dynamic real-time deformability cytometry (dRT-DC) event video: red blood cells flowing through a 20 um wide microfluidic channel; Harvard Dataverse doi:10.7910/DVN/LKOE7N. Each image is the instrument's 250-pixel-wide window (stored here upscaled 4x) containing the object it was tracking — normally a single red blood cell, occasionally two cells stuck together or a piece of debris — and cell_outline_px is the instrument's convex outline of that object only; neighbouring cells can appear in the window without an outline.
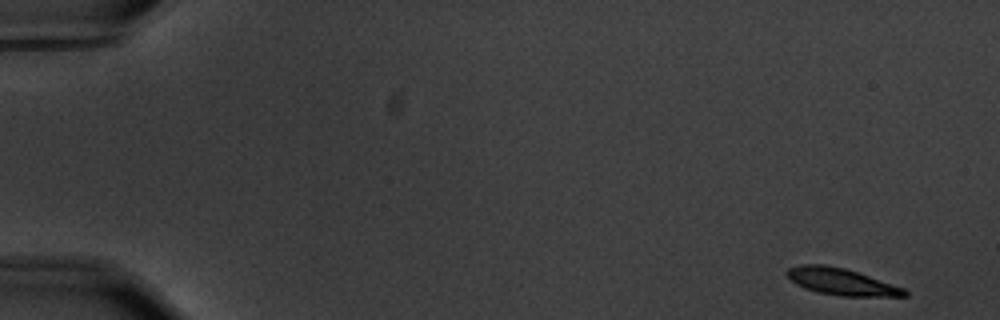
{"species": "common noctule bat (a hibernating species)", "species_latin": "Nyctalus noctula", "temperature_condition": "warm", "stored_images_in_passage": 56, "camera_frame_rate_fps": 3000, "um_per_image_px": 0.085, "animal": {"sex": "male", "body_mass_g": 20.1, "forearm_length_mm": 53.5}, "frame": {"image": 1, "passage_image": 1, "time_ms": 0.0, "image_size_px": [1000, 320], "cell_outline_px": [[908, 296], [840, 296], [816, 292], [804, 288], [796, 284], [784, 272], [788, 268], [800, 264], [824, 264], [844, 268], [904, 288], [908, 292]], "centroid_in_image_um": [71.47, 23.94], "position_along_channel_um": 13.5, "area_um2": 18.21}}
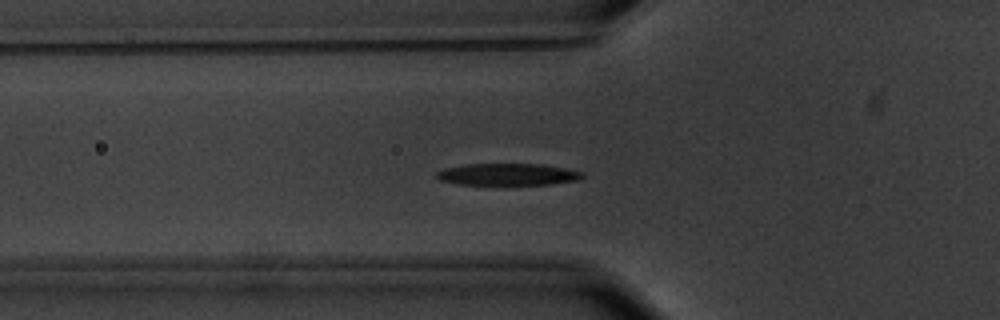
{"frame": {"image": 2, "passage_image": 19, "time_ms": 6.0, "image_size_px": [1000, 320], "cell_outline_px": [[584, 176], [580, 180], [552, 184], [460, 184], [440, 180], [432, 176], [436, 172], [444, 168], [468, 164], [544, 164], [584, 172]], "centroid_in_image_um": [43.17, 14.82], "position_along_channel_um": 82.6, "area_um2": 18.61}}
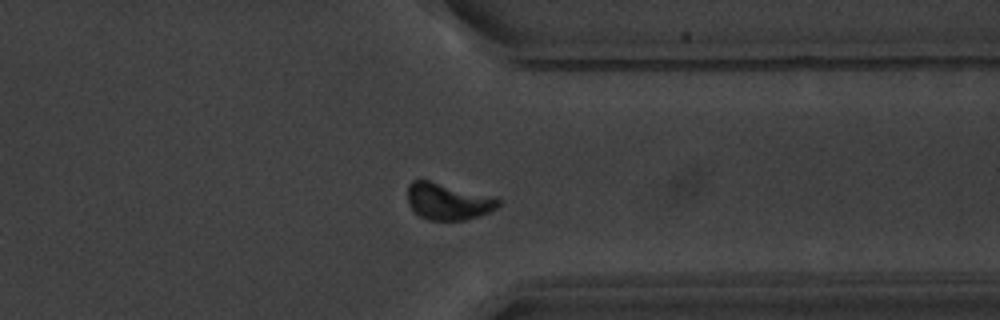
{"frame": {"image": 3, "passage_image": 44, "time_ms": 14.333, "image_size_px": [1000, 320], "cell_outline_px": [[500, 204], [496, 208], [480, 216], [464, 220], [428, 220], [420, 216], [408, 204], [408, 184], [412, 180], [428, 180], [496, 196], [500, 200]], "centroid_in_image_um": [38.1, 17.11], "position_along_channel_um": 373.3, "area_um2": 19.54}, "authors_computed_cell_mechanics": {"area_um2": 19.1607, "velocity_mm_per_s": 3.4966, "shape_relaxation_time_tau1_ms": 2.2704, "shape_relaxation_time_tau2_ms": null, "deformation_change_tau1": 0.1595, "deformation_change_tau2": null}}